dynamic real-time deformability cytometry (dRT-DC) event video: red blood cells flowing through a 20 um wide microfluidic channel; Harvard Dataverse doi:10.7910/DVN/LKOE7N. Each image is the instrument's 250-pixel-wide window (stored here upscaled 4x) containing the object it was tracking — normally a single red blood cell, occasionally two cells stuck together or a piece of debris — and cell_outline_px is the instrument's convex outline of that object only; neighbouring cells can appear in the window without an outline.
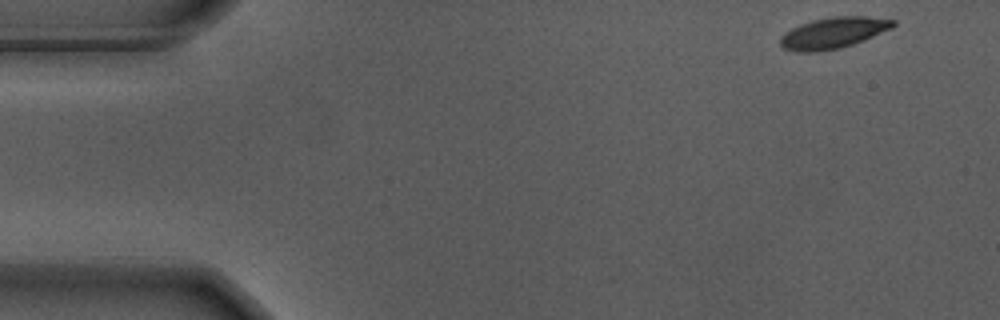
{"species": "Egyptian fruit bat (a non-hibernating species)", "species_latin": "Rousettus aegyptiacus", "temperature_condition": "warm", "stored_images_in_passage": 53, "camera_frame_rate_fps": 3000, "um_per_image_px": 0.085, "animal": {"sex": "male"}, "frame": {"image": 1, "passage_image": 1, "time_ms": 0.0, "image_size_px": [1000, 320], "cell_outline_px": [[896, 24], [892, 28], [864, 40], [840, 48], [816, 52], [796, 52], [784, 48], [780, 44], [780, 36], [784, 32], [800, 24], [812, 20], [832, 16], [868, 16], [896, 20]], "centroid_in_image_um": [70.83, 2.79], "position_along_channel_um": 14.2, "area_um2": 20.58}}
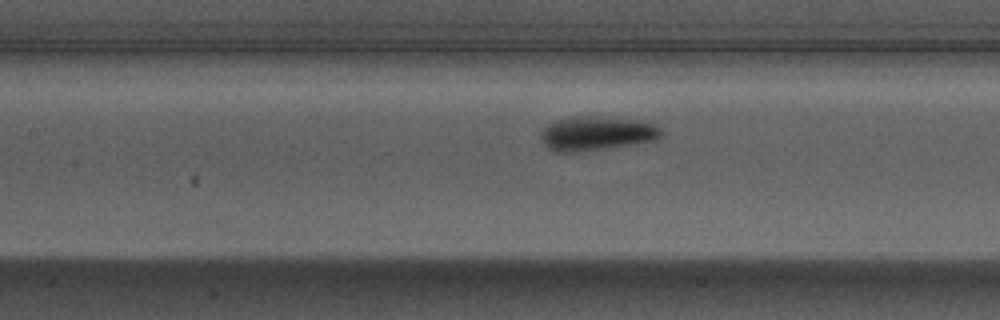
{"frame": {"image": 2, "passage_image": 22, "time_ms": 7.0, "image_size_px": [1000, 320], "cell_outline_px": [[664, 132], [656, 140], [632, 144], [576, 152], [552, 152], [544, 144], [540, 136], [540, 132], [548, 124], [556, 120], [652, 120]], "centroid_in_image_um": [50.76, 11.41], "position_along_channel_um": 156.6, "area_um2": 22.72}}
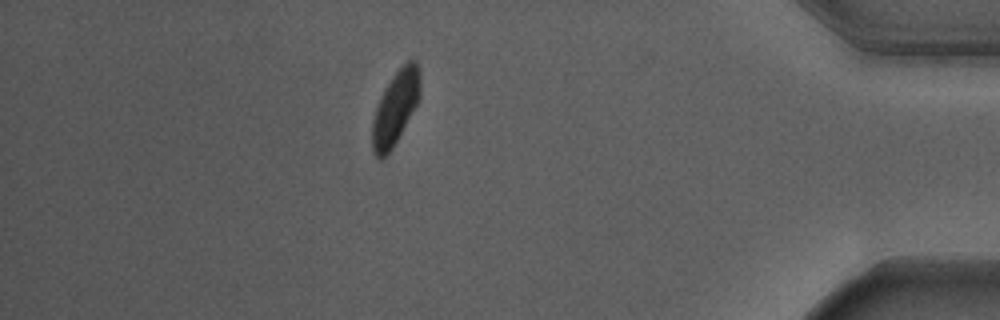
{"frame": {"image": 3, "passage_image": 46, "time_ms": 15.0, "image_size_px": [1000, 320], "cell_outline_px": [[420, 96], [416, 104], [392, 148], [380, 160], [372, 152], [372, 120], [380, 96], [384, 88], [392, 76], [408, 60], [416, 60], [420, 68]], "centroid_in_image_um": [33.6, 9.13], "position_along_channel_um": 401.6, "area_um2": 20.29}, "authors_computed_cell_mechanics": {"area_um2": 21.675, "velocity_mm_per_s": 3.638, "shape_relaxation_time_tau1_ms": 2.9847, "shape_relaxation_time_tau2_ms": null, "deformation_change_tau1": 0.1308, "deformation_change_tau2": null}}